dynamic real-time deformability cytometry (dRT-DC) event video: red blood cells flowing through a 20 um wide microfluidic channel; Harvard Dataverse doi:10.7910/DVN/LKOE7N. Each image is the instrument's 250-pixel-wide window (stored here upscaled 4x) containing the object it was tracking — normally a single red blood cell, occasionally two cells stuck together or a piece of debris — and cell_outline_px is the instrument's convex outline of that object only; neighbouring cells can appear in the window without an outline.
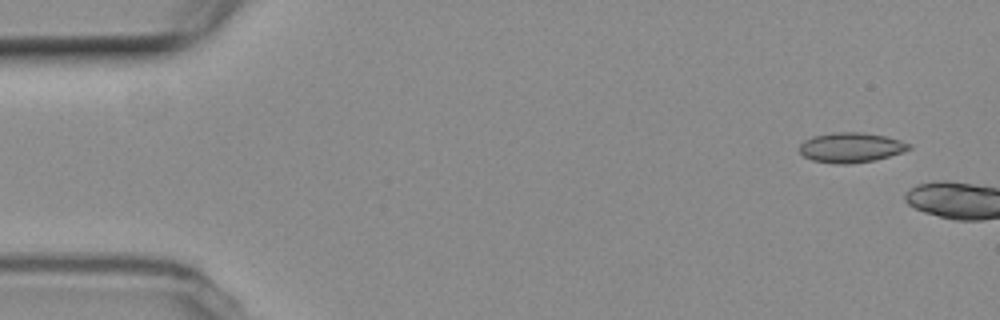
{"species": "common noctule bat (a hibernating species)", "species_latin": "Nyctalus noctula", "temperature_condition": "room temperature", "stored_images_in_passage": 2, "camera_frame_rate_fps": 3000, "um_per_image_px": 0.085, "animal": {"sex": "female", "body_mass_g": 19.3, "forearm_length_mm": 54.1}, "frame": {"image": 1, "passage_image": 1, "time_ms": 0.0, "image_size_px": [1000, 320], "cell_outline_px": [[912, 148], [904, 152], [872, 160], [848, 164], [836, 164], [812, 160], [804, 156], [800, 152], [800, 144], [804, 140], [812, 136], [832, 132], [860, 132], [884, 136], [900, 140], [912, 144]], "centroid_in_image_um": [72.33, 12.53], "position_along_channel_um": 12.7, "area_um2": 19.07}}